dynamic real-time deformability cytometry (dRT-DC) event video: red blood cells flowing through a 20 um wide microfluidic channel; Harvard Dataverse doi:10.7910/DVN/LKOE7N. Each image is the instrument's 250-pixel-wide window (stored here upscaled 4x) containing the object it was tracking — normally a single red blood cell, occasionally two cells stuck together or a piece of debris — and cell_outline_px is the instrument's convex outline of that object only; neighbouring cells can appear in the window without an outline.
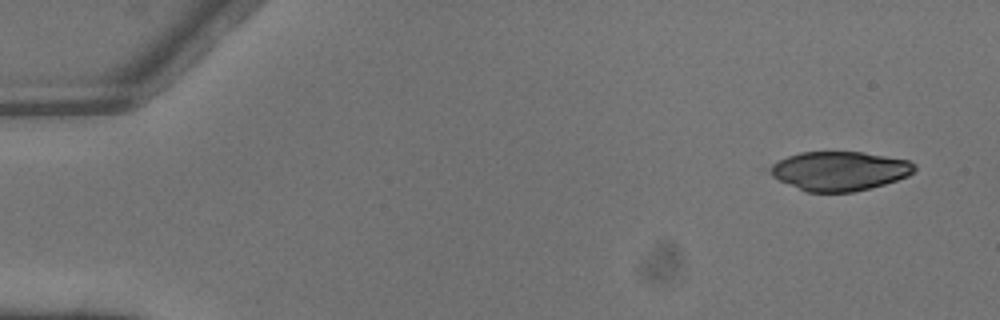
{"species": "common noctule bat (a hibernating species)", "species_latin": "Nyctalus noctula", "temperature_condition": "warm", "stored_images_in_passage": 4, "camera_frame_rate_fps": 3000, "um_per_image_px": 0.085, "animal": {"sex": "male", "body_mass_g": 13.3}, "frame": {"image": 1, "passage_image": 1, "time_ms": 0.0, "image_size_px": [1000, 320], "cell_outline_px": [[916, 168], [908, 176], [884, 184], [852, 192], [808, 192], [780, 180], [772, 176], [768, 172], [768, 168], [772, 164], [788, 156], [800, 152], [864, 152], [908, 160], [916, 164]], "centroid_in_image_um": [71.36, 14.52], "position_along_channel_um": 13.6, "area_um2": 32.71}}